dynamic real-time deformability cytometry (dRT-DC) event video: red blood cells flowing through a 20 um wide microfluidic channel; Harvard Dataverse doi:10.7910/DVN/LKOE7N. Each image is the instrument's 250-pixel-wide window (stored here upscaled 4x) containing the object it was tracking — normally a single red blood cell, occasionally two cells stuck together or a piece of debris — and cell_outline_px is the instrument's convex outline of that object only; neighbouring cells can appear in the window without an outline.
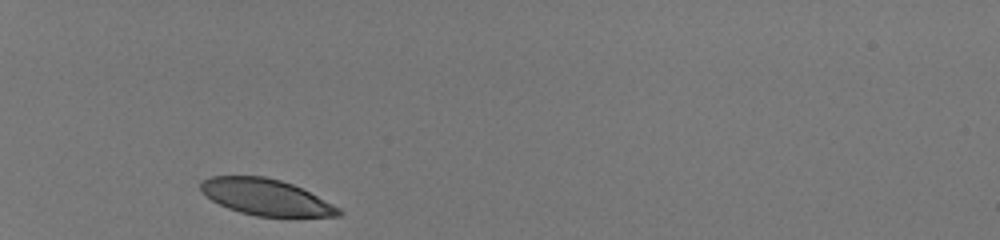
{"species": "human", "species_latin": "Homo sapiens", "temperature_condition": "room temperature", "stored_images_in_passage": 30, "camera_frame_rate_fps": 3000, "um_per_image_px": 0.085, "donor": {"sex": "male"}, "frame": {"image": 1, "passage_image": 1, "time_ms": 0.0, "image_size_px": [1000, 240], "cell_outline_px": [[344, 212], [340, 216], [256, 216], [240, 212], [228, 208], [212, 200], [200, 188], [200, 184], [204, 180], [212, 176], [264, 176], [280, 180], [292, 184], [340, 208]], "centroid_in_image_um": [22.6, 16.76], "position_along_channel_um": 62.4, "area_um2": 28.55}}
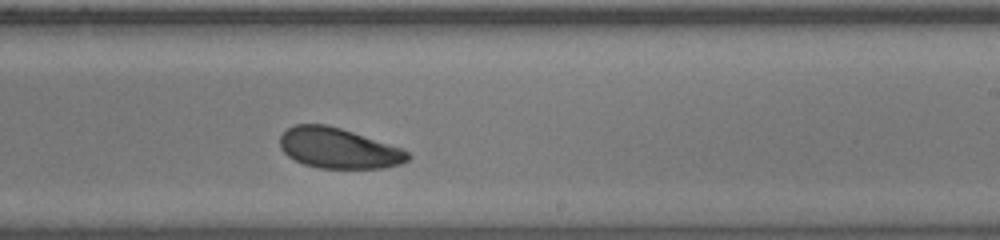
{"frame": {"image": 2, "passage_image": 18, "time_ms": 5.667, "image_size_px": [1000, 240], "cell_outline_px": [[412, 156], [408, 160], [400, 164], [384, 168], [320, 168], [304, 164], [288, 156], [280, 148], [280, 136], [288, 128], [296, 124], [324, 124], [340, 128], [404, 148]], "centroid_in_image_um": [28.8, 12.6], "position_along_channel_um": 260.2, "area_um2": 30.11}}
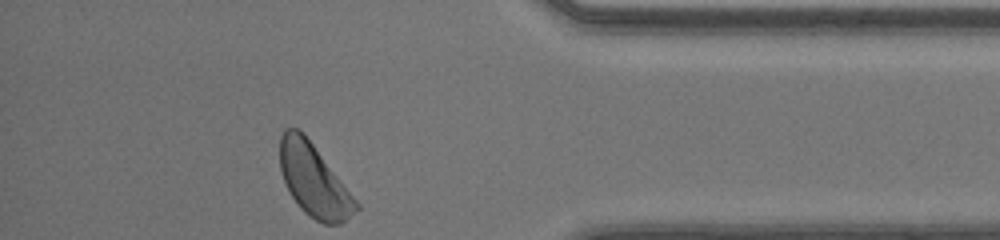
{"frame": {"image": 3, "passage_image": 30, "time_ms": 9.667, "image_size_px": [1000, 240], "cell_outline_px": [[360, 208], [340, 224], [324, 224], [316, 220], [304, 212], [300, 208], [292, 196], [280, 172], [280, 136], [284, 128], [300, 128], [304, 132], [360, 204]], "centroid_in_image_um": [26.68, 15.31], "position_along_channel_um": 408.5, "area_um2": 32.02}, "authors_computed_cell_mechanics": {"area_um2": 31.0386, "velocity_mm_per_s": 4.0743, "shape_relaxation_time_tau1_ms": 1.5524, "shape_relaxation_time_tau2_ms": 4.246, "deformation_change_tau1": 0.0825, "deformation_change_tau2": 0.1021}}